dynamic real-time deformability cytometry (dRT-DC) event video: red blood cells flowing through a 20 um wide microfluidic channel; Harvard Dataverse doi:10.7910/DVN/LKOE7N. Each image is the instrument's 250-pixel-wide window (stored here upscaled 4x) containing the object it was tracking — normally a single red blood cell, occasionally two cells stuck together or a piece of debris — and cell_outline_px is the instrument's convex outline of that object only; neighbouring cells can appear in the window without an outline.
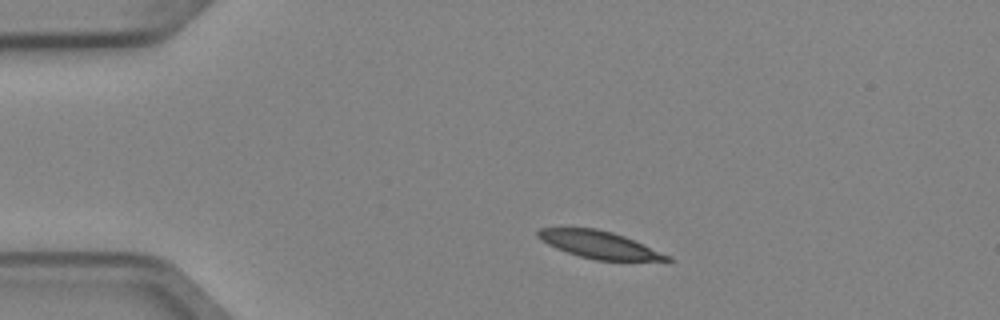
{"species": "Egyptian fruit bat (a non-hibernating species)", "species_latin": "Rousettus aegyptiacus", "temperature_condition": "cold", "stored_images_in_passage": 3, "camera_frame_rate_fps": 3000, "um_per_image_px": 0.085, "animal": {"sex": "female"}, "frame": {"image": 1, "passage_image": 1, "time_ms": 0.0, "image_size_px": [1000, 320], "cell_outline_px": [[676, 260], [596, 260], [580, 256], [556, 248], [540, 240], [536, 236], [536, 232], [540, 228], [596, 228], [612, 232], [624, 236], [644, 244], [672, 256]], "centroid_in_image_um": [50.94, 20.79], "position_along_channel_um": 34.1, "area_um2": 20.4}}
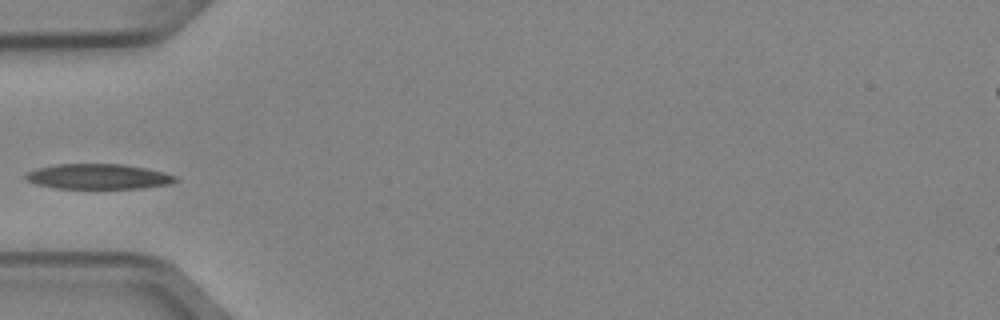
{"frame": {"image": 2, "passage_image": 3, "time_ms": 0.667, "image_size_px": [1000, 320], "cell_outline_px": [[176, 180], [168, 184], [140, 188], [56, 188], [36, 184], [24, 180], [24, 172], [56, 164], [124, 164], [164, 172], [176, 176]], "centroid_in_image_um": [8.29, 15.0], "position_along_channel_um": 76.7, "area_um2": 21.85}}